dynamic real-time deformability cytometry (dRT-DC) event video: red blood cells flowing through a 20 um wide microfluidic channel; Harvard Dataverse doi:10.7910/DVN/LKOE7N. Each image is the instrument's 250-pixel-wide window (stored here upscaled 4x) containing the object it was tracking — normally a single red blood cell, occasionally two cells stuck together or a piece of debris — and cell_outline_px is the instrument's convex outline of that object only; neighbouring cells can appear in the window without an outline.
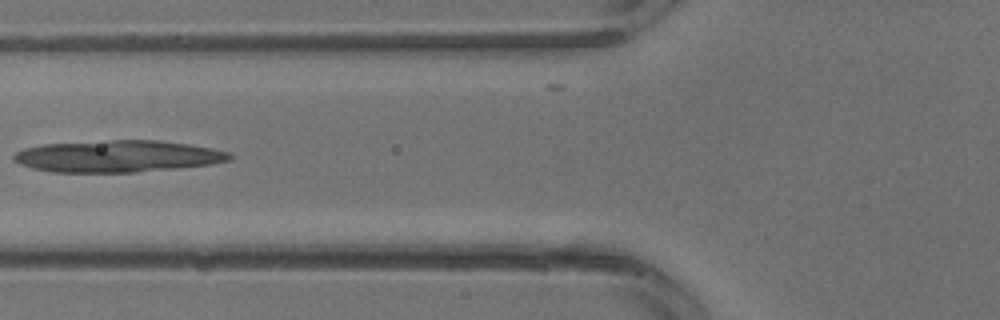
{"species": "common noctule bat (a hibernating species)", "species_latin": "Nyctalus noctula", "temperature_condition": "warm", "stored_images_in_passage": 4, "camera_frame_rate_fps": 3000, "um_per_image_px": 0.085, "animal": {"sex": "male", "body_mass_g": 13.3}, "frame": {"image": 1, "passage_image": 2, "time_ms": 0.333, "image_size_px": [1000, 320], "cell_outline_px": [[232, 160], [212, 164], [180, 168], [136, 172], [52, 172], [32, 168], [20, 164], [12, 160], [12, 156], [16, 152], [24, 148], [44, 144], [112, 140], [160, 140], [188, 144], [212, 148], [228, 152], [232, 156]], "centroid_in_image_um": [10.01, 13.28], "position_along_channel_um": 115.8, "area_um2": 40.17}}